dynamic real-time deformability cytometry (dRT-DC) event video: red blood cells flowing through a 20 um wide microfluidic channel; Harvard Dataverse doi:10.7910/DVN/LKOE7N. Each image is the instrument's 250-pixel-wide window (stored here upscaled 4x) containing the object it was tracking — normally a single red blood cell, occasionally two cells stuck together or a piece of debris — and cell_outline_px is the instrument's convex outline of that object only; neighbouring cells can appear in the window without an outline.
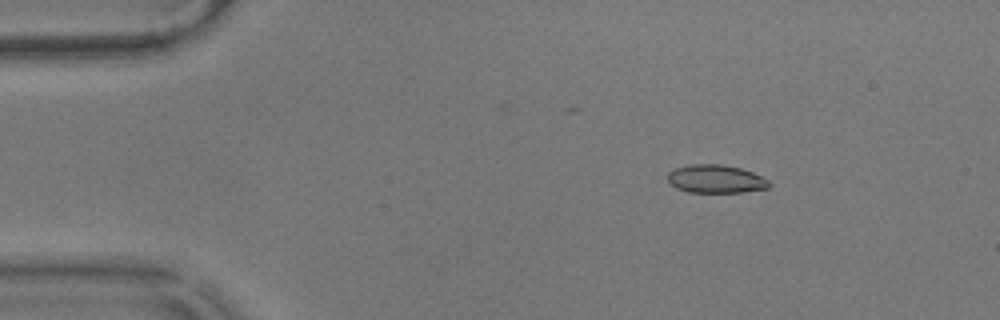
{"species": "common noctule bat (a hibernating species)", "species_latin": "Nyctalus noctula", "temperature_condition": "warm", "stored_images_in_passage": 55, "camera_frame_rate_fps": 3000, "um_per_image_px": 0.085, "animal": {"sex": "male", "body_mass_g": 17.9}, "frame": {"image": 1, "passage_image": 7, "time_ms": 2.0, "image_size_px": [1000, 320], "cell_outline_px": [[772, 184], [768, 188], [740, 192], [688, 192], [676, 188], [668, 180], [668, 172], [676, 168], [692, 164], [720, 164], [740, 168], [752, 172], [768, 180]], "centroid_in_image_um": [60.84, 15.21], "position_along_channel_um": 24.2, "area_um2": 16.53}}
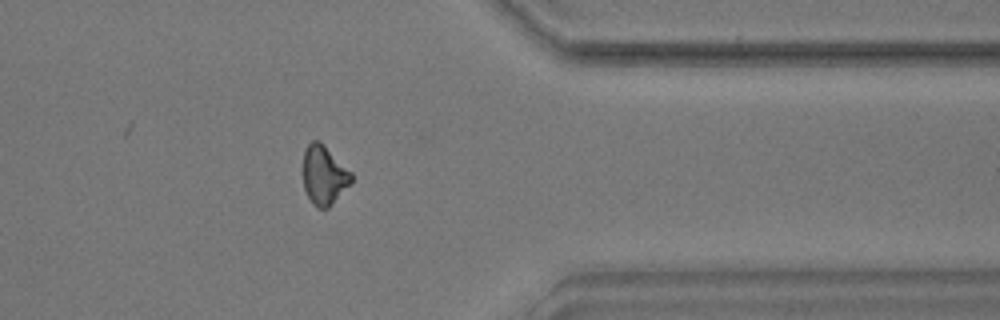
{"frame": {"image": 2, "passage_image": 44, "time_ms": 14.333, "image_size_px": [1000, 320], "cell_outline_px": [[352, 184], [328, 208], [316, 208], [312, 204], [304, 188], [304, 148], [312, 140], [320, 140], [352, 172]], "centroid_in_image_um": [27.56, 14.88], "position_along_channel_um": 383.8, "area_um2": 16.82}}
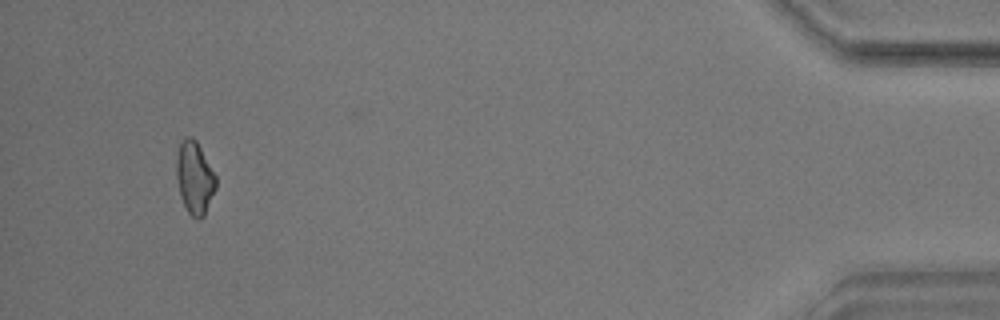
{"frame": {"image": 3, "passage_image": 52, "time_ms": 17.0, "image_size_px": [1000, 320], "cell_outline_px": [[216, 188], [204, 216], [200, 220], [196, 220], [188, 212], [180, 196], [176, 176], [176, 156], [180, 140], [184, 136], [192, 136], [196, 140], [216, 176]], "centroid_in_image_um": [16.52, 15.09], "position_along_channel_um": 418.7, "area_um2": 16.88}, "authors_computed_cell_mechanics": {"area_um2": 16.7042, "velocity_mm_per_s": 3.5817, "shape_relaxation_time_tau1_ms": null, "shape_relaxation_time_tau2_ms": 3.5173, "deformation_change_tau1": null, "deformation_change_tau2": 0.1052}}